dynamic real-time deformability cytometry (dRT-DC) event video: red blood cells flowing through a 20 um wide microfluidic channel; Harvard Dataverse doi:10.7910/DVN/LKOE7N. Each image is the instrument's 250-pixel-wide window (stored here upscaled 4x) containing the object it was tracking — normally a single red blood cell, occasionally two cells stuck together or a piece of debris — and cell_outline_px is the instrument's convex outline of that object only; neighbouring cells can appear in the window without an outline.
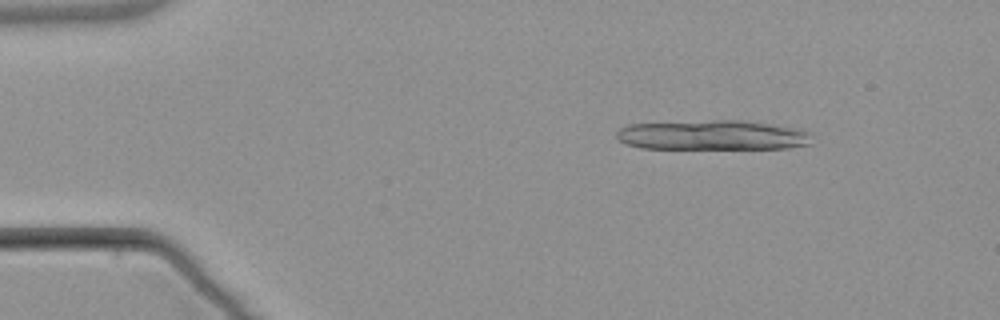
{"species": "common noctule bat (a hibernating species)", "species_latin": "Nyctalus noctula", "temperature_condition": "warm", "stored_images_in_passage": 5, "camera_frame_rate_fps": 3000, "um_per_image_px": 0.085, "animal": {"sex": "male", "body_mass_g": 21.5, "forearm_length_mm": 52.0}, "frame": {"image": 1, "passage_image": 2, "time_ms": 1.0, "image_size_px": [1000, 320], "cell_outline_px": [[812, 132], [808, 144], [788, 148], [640, 148], [624, 144], [616, 140], [616, 132], [620, 128], [628, 124], [712, 120], [744, 120], [800, 128]], "centroid_in_image_um": [60.54, 11.48], "position_along_channel_um": 24.5, "area_um2": 34.16}}